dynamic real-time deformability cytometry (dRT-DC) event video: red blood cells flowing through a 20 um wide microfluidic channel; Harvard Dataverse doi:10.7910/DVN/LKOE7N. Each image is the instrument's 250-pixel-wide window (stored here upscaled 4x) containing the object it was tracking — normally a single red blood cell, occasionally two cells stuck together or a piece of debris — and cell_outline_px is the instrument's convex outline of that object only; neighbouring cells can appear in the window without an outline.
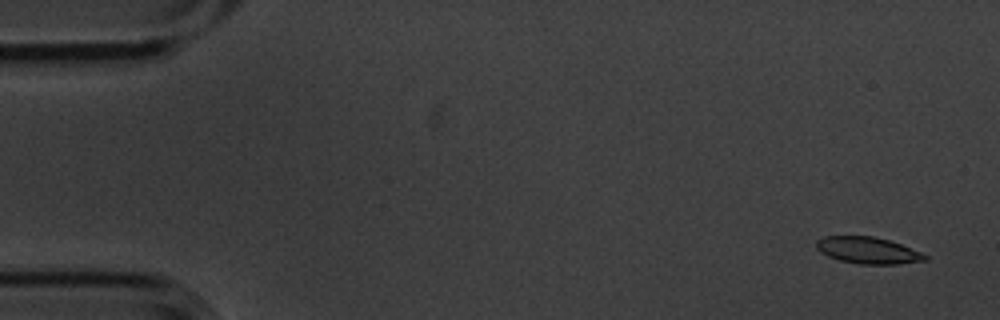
{"species": "common noctule bat (a hibernating species)", "species_latin": "Nyctalus noctula", "temperature_condition": "cold", "stored_images_in_passage": 5, "camera_frame_rate_fps": 3000, "um_per_image_px": 0.085, "animal": {"sex": "male", "body_mass_g": 20.1, "forearm_length_mm": 53.5}, "frame": {"image": 1, "passage_image": 1, "time_ms": 0.0, "image_size_px": [1000, 320], "cell_outline_px": [[928, 260], [900, 264], [860, 264], [840, 260], [828, 256], [820, 252], [816, 248], [816, 240], [824, 236], [872, 236], [888, 240], [900, 244], [920, 252], [928, 256]], "centroid_in_image_um": [73.76, 21.28], "position_along_channel_um": 11.2, "area_um2": 16.82}}
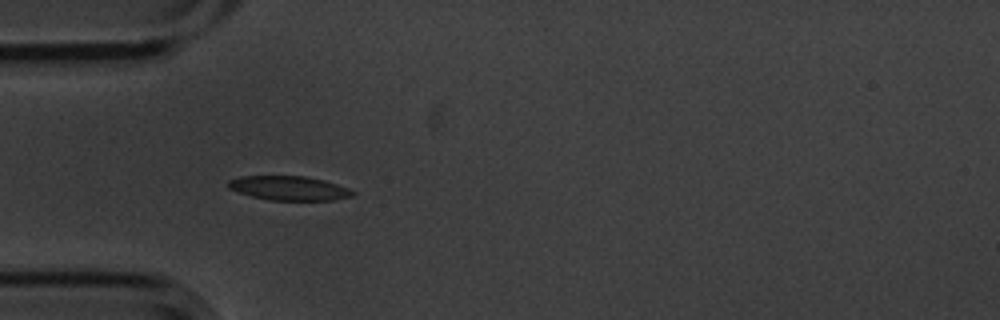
{"frame": {"image": 2, "passage_image": 4, "time_ms": 1.0, "image_size_px": [1000, 320], "cell_outline_px": [[356, 192], [352, 196], [332, 200], [272, 200], [252, 196], [228, 188], [228, 180], [240, 176], [304, 176], [324, 180], [348, 188]], "centroid_in_image_um": [24.57, 15.99], "position_along_channel_um": 60.4, "area_um2": 17.4}}
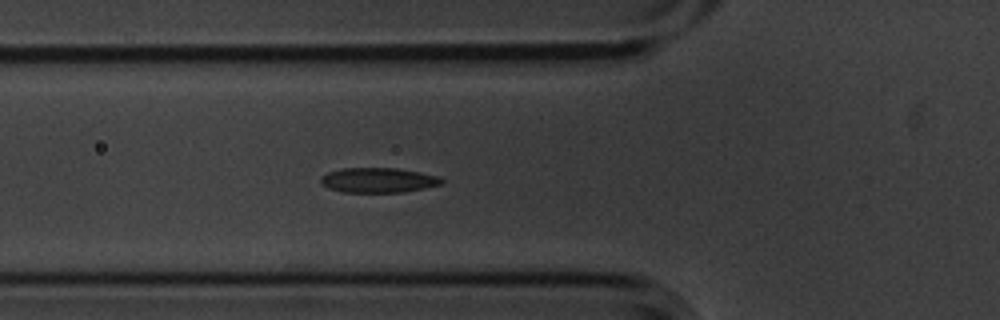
{"frame": {"image": 3, "passage_image": 5, "time_ms": 1.333, "image_size_px": [1000, 320], "cell_outline_px": [[444, 180], [440, 184], [424, 188], [404, 192], [344, 192], [328, 188], [320, 184], [320, 180], [328, 172], [340, 168], [396, 168], [420, 172], [440, 176]], "centroid_in_image_um": [32.15, 15.31], "position_along_channel_um": 93.6, "area_um2": 17.51}}